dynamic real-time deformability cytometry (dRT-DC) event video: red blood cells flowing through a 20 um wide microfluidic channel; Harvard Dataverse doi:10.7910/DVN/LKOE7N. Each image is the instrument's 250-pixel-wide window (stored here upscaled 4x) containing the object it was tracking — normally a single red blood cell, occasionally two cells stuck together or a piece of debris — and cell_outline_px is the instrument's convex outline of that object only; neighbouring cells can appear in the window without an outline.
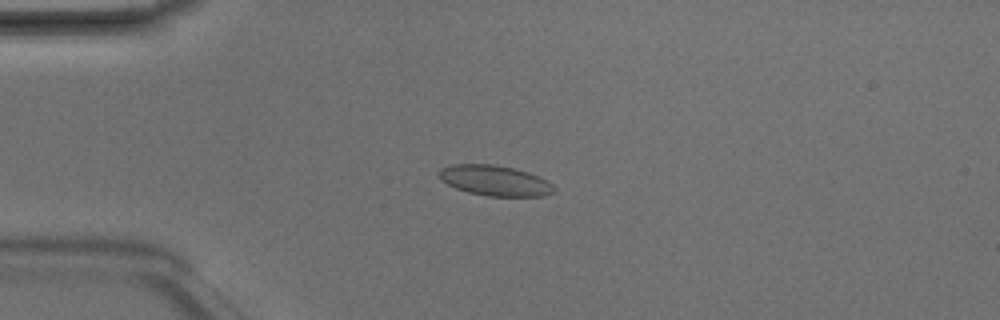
{"species": "Egyptian fruit bat (a non-hibernating species)", "species_latin": "Rousettus aegyptiacus", "temperature_condition": "room temperature", "stored_images_in_passage": 7, "camera_frame_rate_fps": 3000, "um_per_image_px": 0.085, "animal": {"sex": "male"}, "frame": {"image": 1, "passage_image": 3, "time_ms": 0.667, "image_size_px": [1000, 320], "cell_outline_px": [[556, 188], [552, 192], [544, 196], [488, 196], [468, 192], [456, 188], [440, 180], [440, 168], [452, 164], [492, 164], [512, 168], [528, 172], [552, 184]], "centroid_in_image_um": [42.04, 15.35], "position_along_channel_um": 43.0, "area_um2": 20.11}}
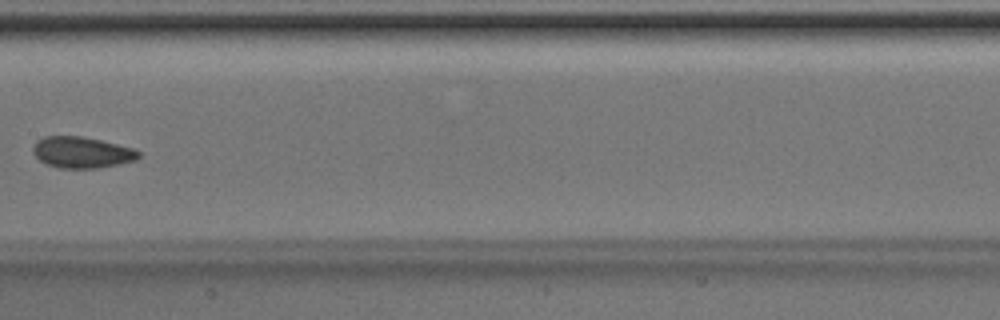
{"frame": {"image": 2, "passage_image": 7, "time_ms": 2.0, "image_size_px": [1000, 320], "cell_outline_px": [[140, 156], [136, 160], [120, 164], [100, 168], [56, 168], [40, 160], [32, 152], [32, 148], [36, 140], [44, 136], [84, 136], [136, 148], [140, 152]], "centroid_in_image_um": [6.98, 12.95], "position_along_channel_um": 200.4, "area_um2": 19.54}}